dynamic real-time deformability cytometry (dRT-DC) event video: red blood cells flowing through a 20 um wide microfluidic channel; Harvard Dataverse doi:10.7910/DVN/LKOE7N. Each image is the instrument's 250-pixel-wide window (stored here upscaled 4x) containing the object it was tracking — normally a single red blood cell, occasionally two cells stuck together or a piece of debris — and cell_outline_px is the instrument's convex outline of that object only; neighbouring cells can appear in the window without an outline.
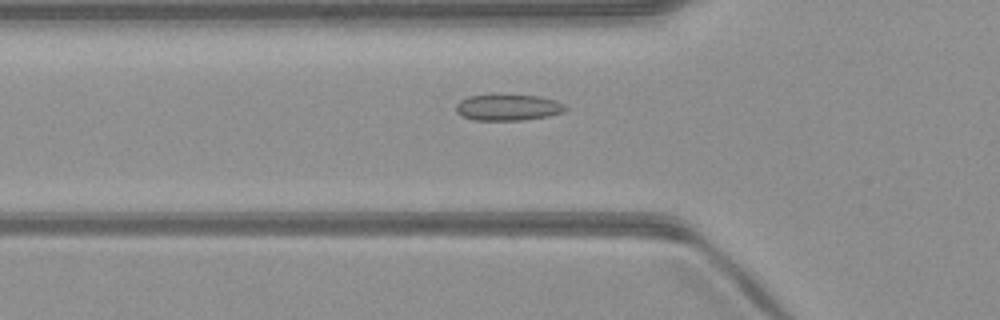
{"species": "common noctule bat (a hibernating species)", "species_latin": "Nyctalus noctula", "temperature_condition": "warm", "stored_images_in_passage": 51, "camera_frame_rate_fps": 3000, "um_per_image_px": 0.085, "animal": {"sex": "male", "body_mass_g": 23.1, "forearm_length_mm": 52.7}, "frame": {"image": 1, "passage_image": 17, "time_ms": 5.333, "image_size_px": [1000, 320], "cell_outline_px": [[568, 108], [564, 112], [548, 116], [524, 120], [472, 120], [460, 116], [456, 112], [456, 104], [460, 100], [468, 96], [540, 96], [556, 100], [564, 104]], "centroid_in_image_um": [43.19, 9.15], "position_along_channel_um": 82.6, "area_um2": 16.59}}
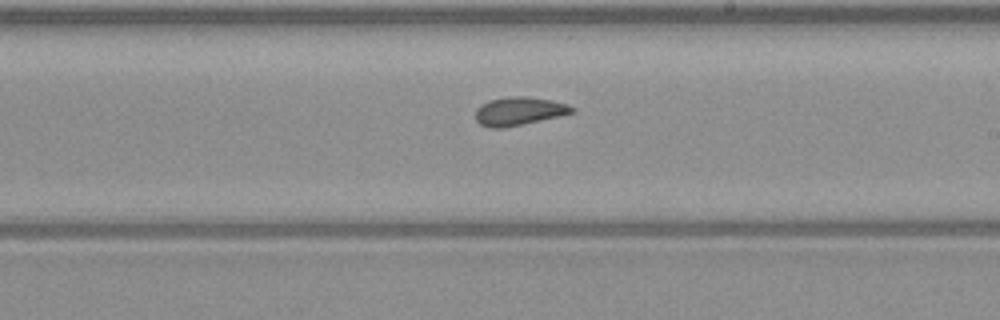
{"frame": {"image": 2, "passage_image": 29, "time_ms": 9.333, "image_size_px": [1000, 320], "cell_outline_px": [[576, 112], [560, 116], [500, 128], [488, 128], [480, 124], [476, 120], [476, 108], [480, 104], [488, 100], [508, 96], [528, 96], [552, 100], [568, 104], [576, 108]], "centroid_in_image_um": [44.12, 9.43], "position_along_channel_um": 244.9, "area_um2": 16.07}}
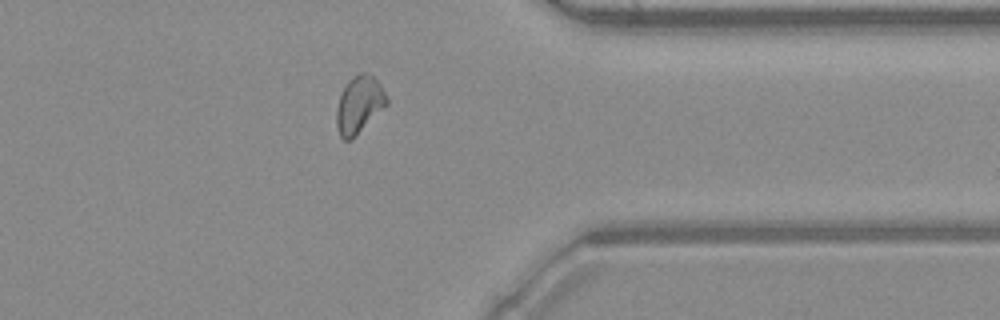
{"frame": {"image": 3, "passage_image": 40, "time_ms": 13.0, "image_size_px": [1000, 320], "cell_outline_px": [[388, 104], [352, 140], [344, 140], [340, 136], [336, 128], [336, 108], [340, 92], [344, 84], [352, 76], [360, 72], [368, 72], [380, 84], [388, 100]], "centroid_in_image_um": [30.49, 8.89], "position_along_channel_um": 380.9, "area_um2": 17.05}, "authors_computed_cell_mechanics": {"area_um2": 16.5886, "velocity_mm_per_s": 4.0352, "shape_relaxation_time_tau1_ms": 6.6423, "shape_relaxation_time_tau2_ms": 1.5169, "deformation_change_tau1": 0.1316, "deformation_change_tau2": 0.0622}}